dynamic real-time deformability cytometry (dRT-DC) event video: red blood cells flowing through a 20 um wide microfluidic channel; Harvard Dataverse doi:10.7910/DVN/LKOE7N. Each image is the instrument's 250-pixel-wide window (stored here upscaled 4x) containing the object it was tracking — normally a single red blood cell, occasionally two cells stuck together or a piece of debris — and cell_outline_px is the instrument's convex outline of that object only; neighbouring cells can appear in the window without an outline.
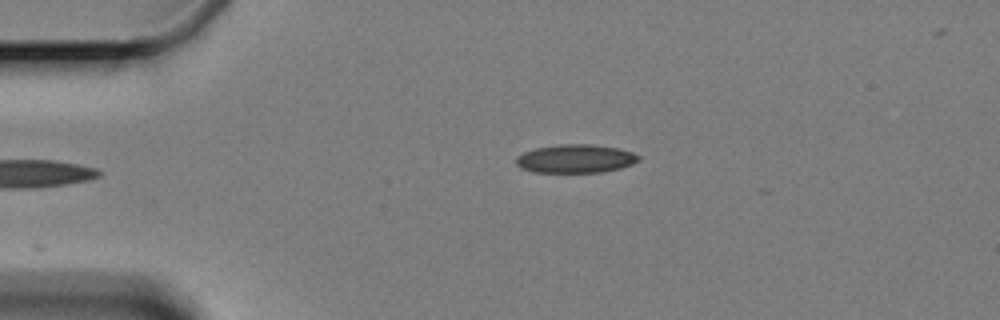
{"species": "Egyptian fruit bat (a non-hibernating species)", "species_latin": "Rousettus aegyptiacus", "temperature_condition": "cold", "stored_images_in_passage": 2, "camera_frame_rate_fps": 3000, "um_per_image_px": 0.085, "animal": {"sex": "female"}, "frame": {"image": 1, "passage_image": 2, "time_ms": 2.333, "image_size_px": [1000, 320], "cell_outline_px": [[640, 160], [632, 164], [620, 168], [600, 172], [536, 172], [520, 168], [516, 164], [516, 156], [524, 152], [536, 148], [560, 144], [592, 144], [616, 148], [632, 152], [640, 156]], "centroid_in_image_um": [48.91, 13.48], "position_along_channel_um": 36.1, "area_um2": 20.23}}